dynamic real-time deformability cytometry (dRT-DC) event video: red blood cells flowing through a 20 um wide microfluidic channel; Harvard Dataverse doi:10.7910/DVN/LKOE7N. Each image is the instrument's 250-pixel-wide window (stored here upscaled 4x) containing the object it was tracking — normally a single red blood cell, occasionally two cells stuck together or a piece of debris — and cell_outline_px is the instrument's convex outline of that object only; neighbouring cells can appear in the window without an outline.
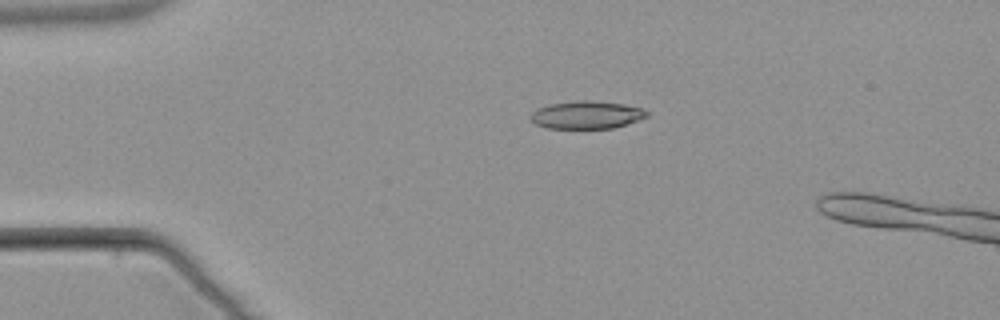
{"species": "common noctule bat (a hibernating species)", "species_latin": "Nyctalus noctula", "temperature_condition": "warm", "stored_images_in_passage": 2, "camera_frame_rate_fps": 3000, "um_per_image_px": 0.085, "animal": {"sex": "male", "body_mass_g": 21.5, "forearm_length_mm": 52.0}, "frame": {"image": 1, "passage_image": 1, "time_ms": 0.0, "image_size_px": [1000, 320], "cell_outline_px": [[648, 116], [612, 128], [548, 128], [536, 124], [528, 116], [536, 108], [548, 104], [576, 100], [592, 100], [624, 104], [644, 108], [648, 112]], "centroid_in_image_um": [49.83, 9.74], "position_along_channel_um": 35.2, "area_um2": 18.84}}
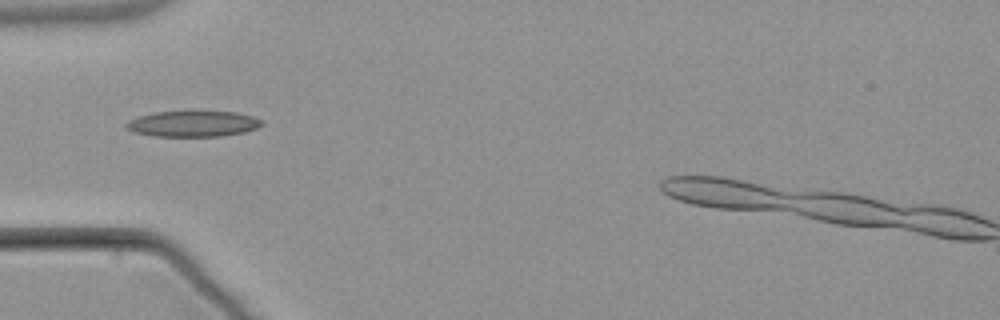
{"frame": {"image": 2, "passage_image": 2, "time_ms": 2.0, "image_size_px": [1000, 320], "cell_outline_px": [[264, 124], [256, 128], [244, 132], [224, 136], [156, 136], [132, 132], [124, 124], [128, 120], [140, 116], [156, 112], [196, 108], [236, 112], [252, 116], [264, 120]], "centroid_in_image_um": [16.44, 10.47], "position_along_channel_um": 68.6, "area_um2": 21.44}}